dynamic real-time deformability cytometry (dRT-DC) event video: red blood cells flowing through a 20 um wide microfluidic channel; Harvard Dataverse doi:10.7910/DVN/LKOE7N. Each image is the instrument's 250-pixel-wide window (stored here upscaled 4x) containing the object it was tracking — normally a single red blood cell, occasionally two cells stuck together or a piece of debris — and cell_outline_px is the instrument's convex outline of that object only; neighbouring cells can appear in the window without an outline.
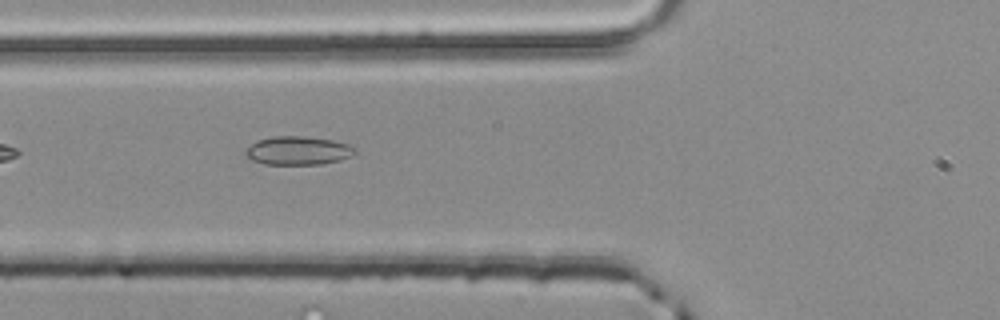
{"species": "common noctule bat (a hibernating species)", "species_latin": "Nyctalus noctula", "temperature_condition": "room temperature", "stored_images_in_passage": 5, "segment_of_instrument_passage": [2, 2], "camera_frame_rate_fps": 3000, "um_per_image_px": 0.085, "animal": {"sex": "male", "body_mass_g": 20.4}, "frame": {"image": 1, "passage_image": 5, "time_ms": 1.333, "image_size_px": [1000, 320], "cell_outline_px": [[356, 152], [340, 160], [320, 164], [264, 164], [252, 160], [244, 156], [244, 152], [256, 140], [272, 136], [304, 136], [332, 140], [348, 144], [356, 148]], "centroid_in_image_um": [25.29, 12.79], "position_along_channel_um": 100.5, "area_um2": 18.15}}